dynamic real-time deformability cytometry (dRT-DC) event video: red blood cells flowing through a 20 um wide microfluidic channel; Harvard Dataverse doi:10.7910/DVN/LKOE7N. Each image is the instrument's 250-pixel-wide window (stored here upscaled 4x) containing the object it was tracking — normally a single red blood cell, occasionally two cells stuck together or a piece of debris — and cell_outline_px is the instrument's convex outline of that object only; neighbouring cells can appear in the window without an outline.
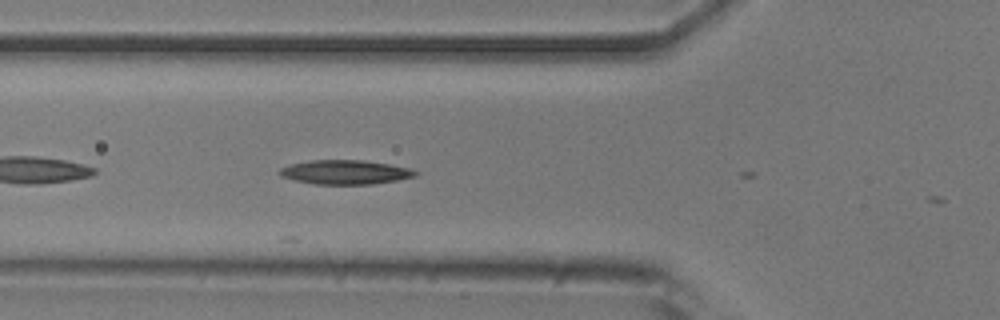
{"species": "common noctule bat (a hibernating species)", "species_latin": "Nyctalus noctula", "temperature_condition": "room temperature", "stored_images_in_passage": 4, "camera_frame_rate_fps": 3000, "um_per_image_px": 0.085, "animal": {"sex": "male", "body_mass_g": 20.5, "forearm_length_mm": 52.5}, "frame": {"image": 1, "passage_image": 4, "time_ms": 1.0, "image_size_px": [1000, 320], "cell_outline_px": [[420, 172], [416, 176], [396, 180], [372, 184], [316, 184], [296, 180], [280, 176], [280, 168], [292, 164], [312, 160], [360, 160], [388, 164], [408, 168]], "centroid_in_image_um": [29.36, 14.63], "position_along_channel_um": 96.4, "area_um2": 18.84}}